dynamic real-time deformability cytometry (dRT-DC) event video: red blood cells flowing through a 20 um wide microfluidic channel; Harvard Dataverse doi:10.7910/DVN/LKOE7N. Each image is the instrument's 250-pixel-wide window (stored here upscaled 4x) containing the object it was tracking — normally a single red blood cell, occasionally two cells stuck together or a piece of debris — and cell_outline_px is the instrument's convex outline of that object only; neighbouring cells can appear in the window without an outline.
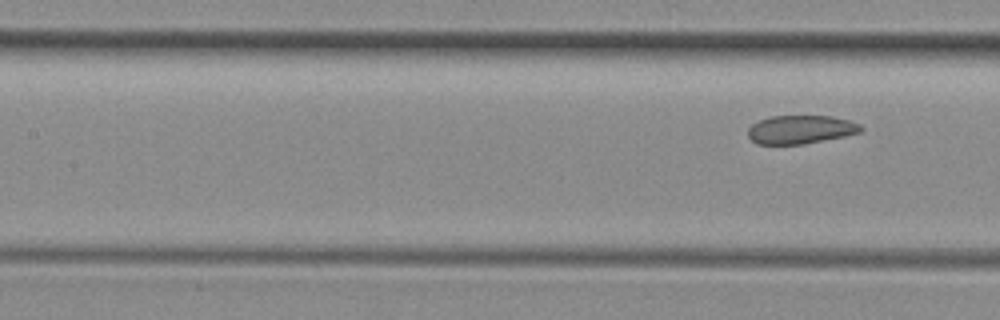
{"species": "common noctule bat (a hibernating species)", "species_latin": "Nyctalus noctula", "temperature_condition": "room temperature", "stored_images_in_passage": 6, "segment_of_instrument_passage": [2, 2], "camera_frame_rate_fps": 3000, "um_per_image_px": 0.085, "animal": {"sex": "female", "body_mass_g": 29.2, "forearm_length_mm": 56.3}, "frame": {"image": 1, "passage_image": 6, "time_ms": 6.667, "image_size_px": [1000, 320], "cell_outline_px": [[864, 128], [860, 132], [844, 136], [804, 144], [756, 144], [748, 136], [748, 128], [752, 124], [760, 120], [772, 116], [832, 116], [848, 120], [860, 124]], "centroid_in_image_um": [68.05, 11.01], "position_along_channel_um": 139.4, "area_um2": 18.67}}